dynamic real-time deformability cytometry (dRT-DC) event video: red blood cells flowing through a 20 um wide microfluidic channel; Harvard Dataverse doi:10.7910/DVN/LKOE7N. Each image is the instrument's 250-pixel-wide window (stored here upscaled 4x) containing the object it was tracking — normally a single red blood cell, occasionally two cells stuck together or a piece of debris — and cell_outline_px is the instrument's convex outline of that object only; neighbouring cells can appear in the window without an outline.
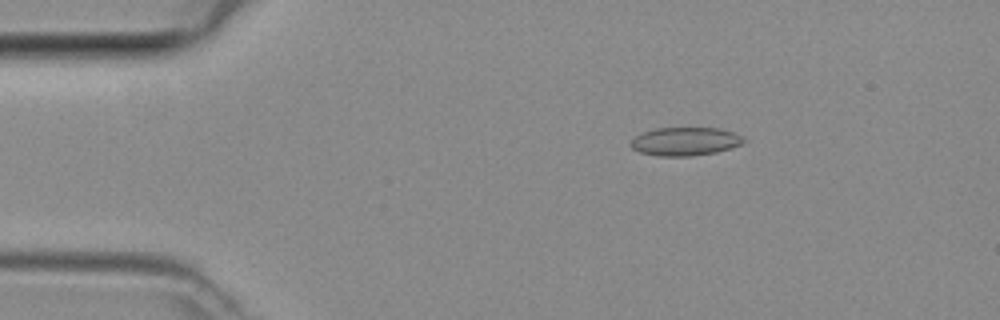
{"species": "common noctule bat (a hibernating species)", "species_latin": "Nyctalus noctula", "temperature_condition": "room temperature", "stored_images_in_passage": 42, "camera_frame_rate_fps": 3000, "um_per_image_px": 0.085, "animal": {"sex": "female", "body_mass_g": 29.2, "forearm_length_mm": 56.3}, "frame": {"image": 1, "passage_image": 3, "time_ms": 0.667, "image_size_px": [1000, 320], "cell_outline_px": [[748, 140], [732, 148], [716, 152], [688, 156], [656, 156], [640, 152], [632, 148], [628, 144], [636, 136], [644, 132], [656, 128], [720, 128], [732, 132]], "centroid_in_image_um": [58.23, 12.02], "position_along_channel_um": 26.8, "area_um2": 18.61}}
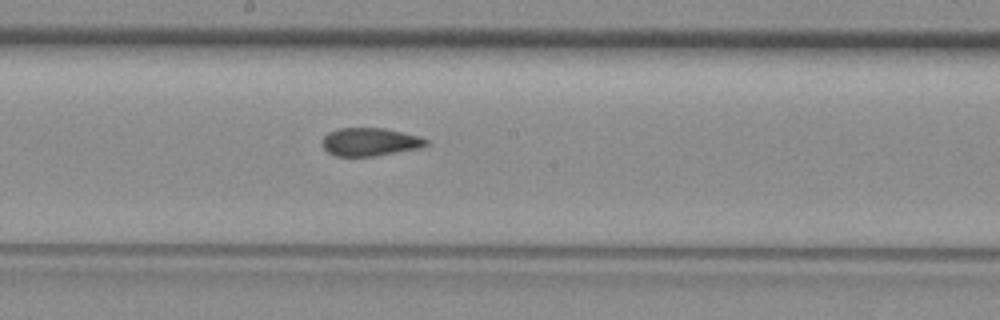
{"frame": {"image": 2, "passage_image": 20, "time_ms": 6.333, "image_size_px": [1000, 320], "cell_outline_px": [[428, 144], [420, 148], [372, 156], [336, 156], [328, 152], [324, 148], [324, 136], [328, 132], [336, 128], [384, 128], [420, 136], [428, 140]], "centroid_in_image_um": [31.46, 12.05], "position_along_channel_um": 216.7, "area_um2": 16.88}}
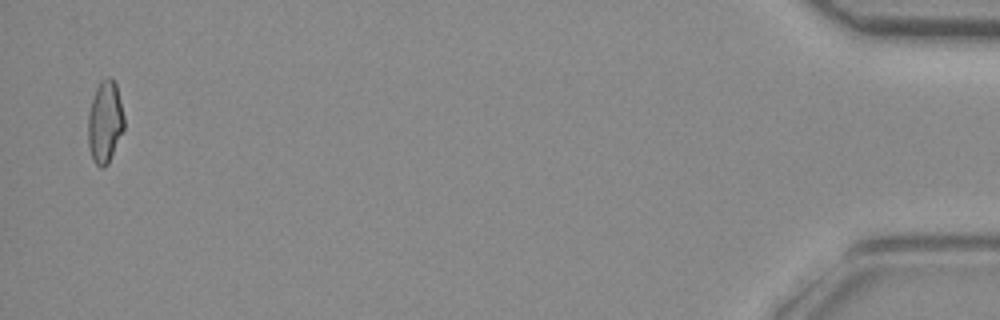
{"frame": {"image": 3, "passage_image": 41, "time_ms": 13.333, "image_size_px": [1000, 320], "cell_outline_px": [[124, 128], [108, 164], [104, 168], [100, 168], [92, 160], [88, 144], [88, 116], [92, 100], [96, 88], [100, 80], [108, 76], [112, 76], [116, 84], [124, 116]], "centroid_in_image_um": [8.92, 10.36], "position_along_channel_um": 426.3, "area_um2": 17.34}}